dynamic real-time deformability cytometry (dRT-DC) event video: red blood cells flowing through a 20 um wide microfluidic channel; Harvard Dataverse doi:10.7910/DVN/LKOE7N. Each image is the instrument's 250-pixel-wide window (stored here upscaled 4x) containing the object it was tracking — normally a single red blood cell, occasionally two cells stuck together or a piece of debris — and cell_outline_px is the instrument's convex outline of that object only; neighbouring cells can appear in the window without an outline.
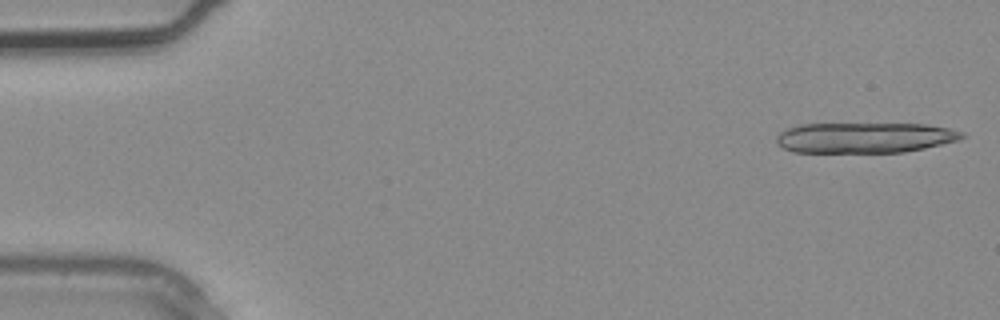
{"species": "common noctule bat (a hibernating species)", "species_latin": "Nyctalus noctula", "temperature_condition": "warm", "stored_images_in_passage": 3, "camera_frame_rate_fps": 3000, "um_per_image_px": 0.085, "animal": {"sex": "male", "body_mass_g": 20.4}, "frame": {"image": 1, "passage_image": 1, "time_ms": 0.0, "image_size_px": [1000, 320], "cell_outline_px": [[964, 136], [956, 140], [924, 148], [904, 152], [792, 152], [776, 144], [776, 136], [780, 132], [788, 128], [800, 124], [924, 124], [948, 128], [964, 132]], "centroid_in_image_um": [73.45, 11.7], "position_along_channel_um": 11.6, "area_um2": 32.77}}